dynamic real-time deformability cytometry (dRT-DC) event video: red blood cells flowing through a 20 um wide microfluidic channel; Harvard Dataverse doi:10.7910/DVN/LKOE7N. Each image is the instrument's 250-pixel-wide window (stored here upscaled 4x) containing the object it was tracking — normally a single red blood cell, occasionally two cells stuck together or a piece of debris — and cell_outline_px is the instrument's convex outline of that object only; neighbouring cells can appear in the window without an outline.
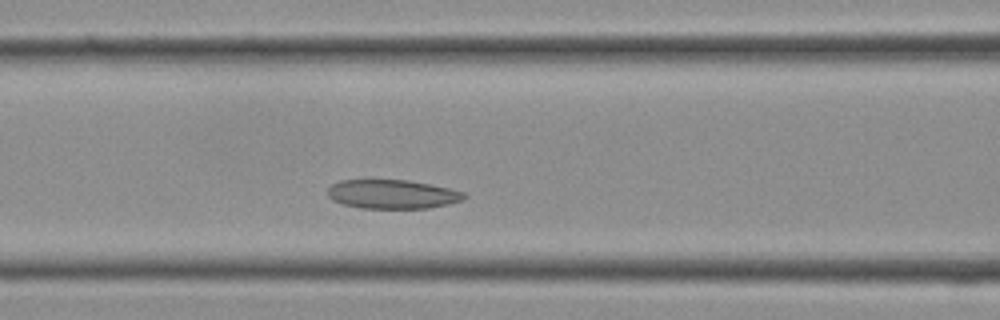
{"species": "Egyptian fruit bat (a non-hibernating species)", "species_latin": "Rousettus aegyptiacus", "temperature_condition": "cold", "stored_images_in_passage": 14, "camera_frame_rate_fps": 3000, "um_per_image_px": 0.085, "frame": {"image": 1, "passage_image": 8, "time_ms": 2.333, "image_size_px": [1000, 320], "cell_outline_px": [[468, 196], [464, 200], [448, 204], [428, 208], [360, 208], [344, 204], [332, 200], [328, 196], [328, 188], [332, 184], [340, 180], [408, 180], [448, 188], [464, 192]], "centroid_in_image_um": [33.35, 16.51], "position_along_channel_um": 133.2, "area_um2": 23.0}}
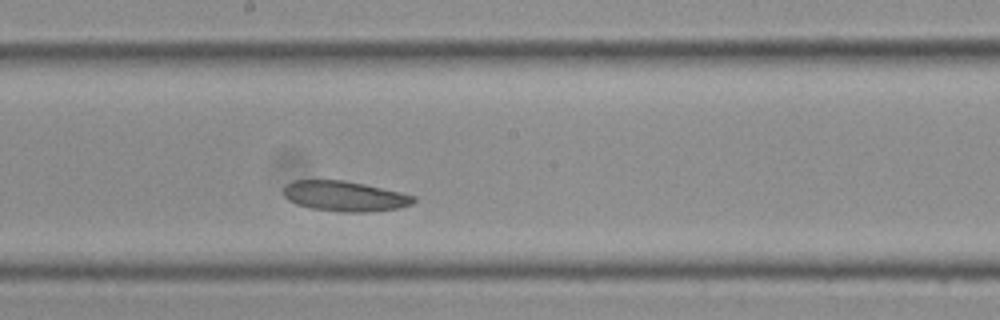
{"frame": {"image": 2, "passage_image": 12, "time_ms": 3.667, "image_size_px": [1000, 320], "cell_outline_px": [[416, 200], [412, 204], [400, 208], [368, 212], [344, 212], [312, 208], [296, 204], [288, 200], [284, 196], [284, 184], [292, 180], [344, 180], [364, 184], [400, 192], [416, 196]], "centroid_in_image_um": [29.29, 16.67], "position_along_channel_um": 218.9, "area_um2": 23.0}}
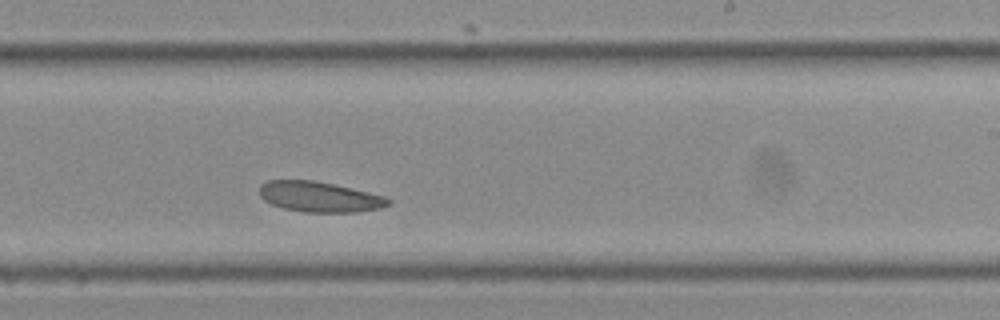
{"frame": {"image": 3, "passage_image": 14, "time_ms": 4.333, "image_size_px": [1000, 320], "cell_outline_px": [[392, 204], [380, 208], [356, 212], [304, 212], [284, 208], [272, 204], [264, 200], [260, 196], [260, 184], [268, 180], [312, 180], [332, 184], [368, 192], [384, 196], [392, 200]], "centroid_in_image_um": [27.16, 16.73], "position_along_channel_um": 261.8, "area_um2": 22.72}}